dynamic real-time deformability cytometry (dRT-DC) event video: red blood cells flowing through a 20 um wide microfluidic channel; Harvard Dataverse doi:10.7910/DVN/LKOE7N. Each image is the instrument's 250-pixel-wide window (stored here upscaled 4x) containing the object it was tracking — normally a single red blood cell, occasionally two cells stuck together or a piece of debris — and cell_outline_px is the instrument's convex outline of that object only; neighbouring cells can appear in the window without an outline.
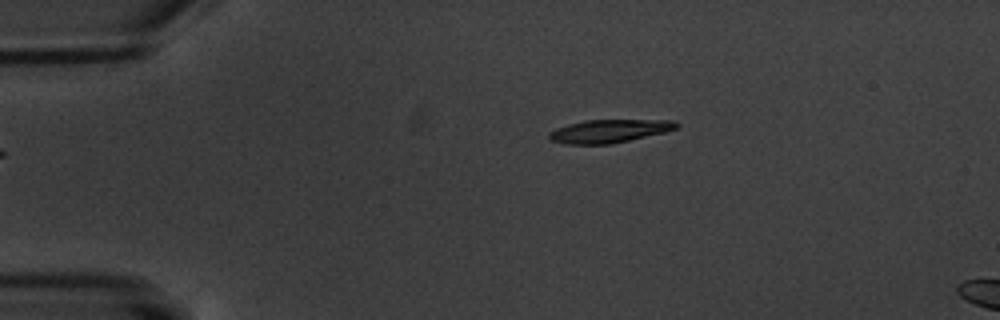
{"species": "common noctule bat (a hibernating species)", "species_latin": "Nyctalus noctula", "temperature_condition": "warm", "stored_images_in_passage": 2, "camera_frame_rate_fps": 3000, "um_per_image_px": 0.085, "animal": {"sex": "male", "body_mass_g": 20.1, "forearm_length_mm": 53.5}, "frame": {"image": 1, "passage_image": 2, "time_ms": 2.0, "image_size_px": [1000, 320], "cell_outline_px": [[680, 124], [676, 128], [664, 132], [612, 144], [564, 144], [552, 140], [548, 136], [548, 132], [556, 128], [568, 124], [584, 120], [676, 120]], "centroid_in_image_um": [51.77, 11.13], "position_along_channel_um": 33.2, "area_um2": 17.17}}